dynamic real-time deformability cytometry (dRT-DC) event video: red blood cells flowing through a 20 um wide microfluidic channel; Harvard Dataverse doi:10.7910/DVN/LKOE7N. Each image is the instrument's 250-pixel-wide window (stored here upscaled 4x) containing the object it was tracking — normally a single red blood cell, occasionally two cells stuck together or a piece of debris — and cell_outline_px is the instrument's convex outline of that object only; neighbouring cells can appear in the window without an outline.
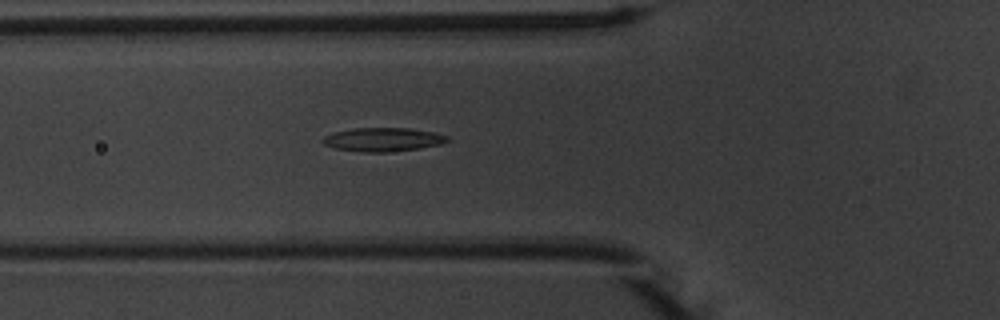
{"species": "common noctule bat (a hibernating species)", "species_latin": "Nyctalus noctula", "temperature_condition": "warm", "stored_images_in_passage": 32, "camera_frame_rate_fps": 3000, "um_per_image_px": 0.085, "animal": {"sex": "male", "body_mass_g": 20.1, "forearm_length_mm": 53.5}, "frame": {"image": 1, "passage_image": 20, "time_ms": 6.333, "image_size_px": [1000, 320], "cell_outline_px": [[452, 140], [440, 144], [420, 148], [388, 152], [364, 152], [336, 148], [324, 144], [320, 140], [324, 136], [336, 132], [356, 128], [408, 128], [432, 132], [448, 136]], "centroid_in_image_um": [32.58, 11.86], "position_along_channel_um": 93.2, "area_um2": 17.05}}
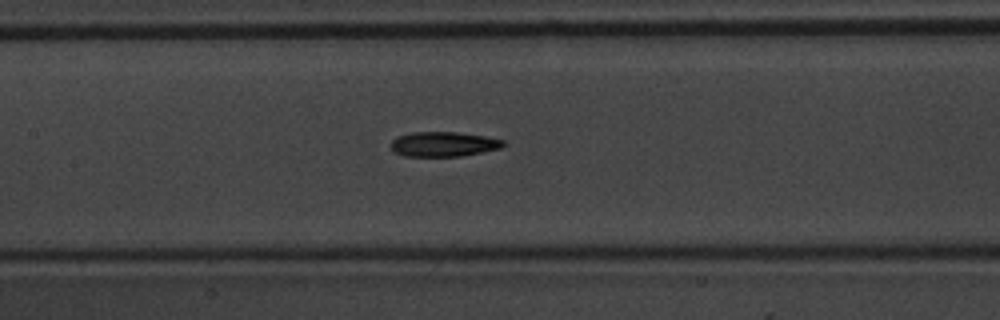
{"frame": {"image": 2, "passage_image": 26, "time_ms": 8.333, "image_size_px": [1000, 320], "cell_outline_px": [[504, 144], [500, 148], [460, 156], [404, 156], [396, 152], [392, 148], [392, 140], [396, 136], [412, 132], [456, 132], [484, 136], [504, 140]], "centroid_in_image_um": [37.67, 12.24], "position_along_channel_um": 169.7, "area_um2": 16.01}}
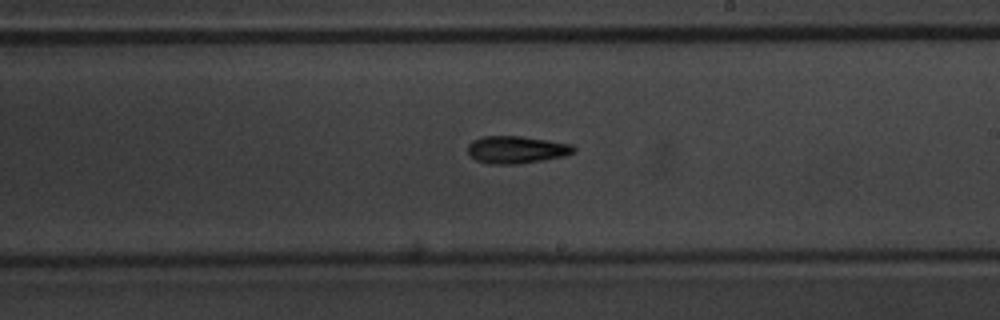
{"frame": {"image": 3, "passage_image": 32, "time_ms": 10.333, "image_size_px": [1000, 320], "cell_outline_px": [[576, 152], [564, 156], [544, 160], [520, 164], [492, 164], [476, 160], [468, 152], [468, 144], [472, 140], [484, 136], [520, 136], [548, 140], [572, 144], [576, 148]], "centroid_in_image_um": [43.93, 12.72], "position_along_channel_um": 245.1, "area_um2": 16.99}}